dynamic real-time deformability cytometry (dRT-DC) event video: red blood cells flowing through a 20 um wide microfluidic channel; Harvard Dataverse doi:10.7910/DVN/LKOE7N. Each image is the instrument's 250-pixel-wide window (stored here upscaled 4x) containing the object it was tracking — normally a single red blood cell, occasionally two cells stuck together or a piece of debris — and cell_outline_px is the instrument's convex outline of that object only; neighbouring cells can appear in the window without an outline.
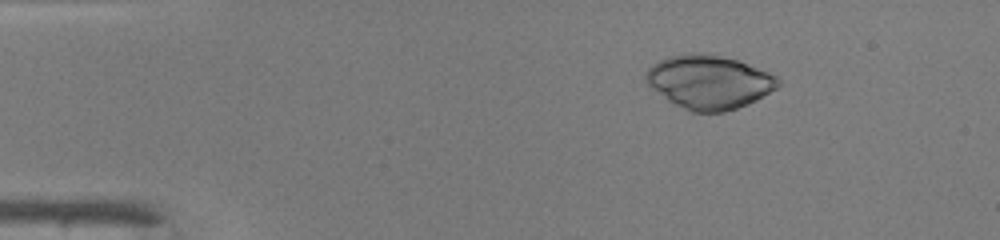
{"species": "common noctule bat (a hibernating species)", "species_latin": "Nyctalus noctula", "temperature_condition": "warm", "stored_images_in_passage": 48, "camera_frame_rate_fps": 3000, "um_per_image_px": 0.085, "animal": {"sex": "male", "body_mass_g": 19.0, "forearm_length_mm": 50.8}, "frame": {"image": 1, "passage_image": 8, "time_ms": 2.333, "image_size_px": [1000, 240], "cell_outline_px": [[780, 84], [776, 88], [756, 100], [748, 104], [724, 112], [692, 112], [668, 100], [648, 84], [644, 76], [648, 68], [652, 64], [668, 56], [684, 52], [704, 52], [736, 60], [768, 72], [776, 76], [780, 80]], "centroid_in_image_um": [60.25, 6.95], "position_along_channel_um": 24.8, "area_um2": 41.15}}